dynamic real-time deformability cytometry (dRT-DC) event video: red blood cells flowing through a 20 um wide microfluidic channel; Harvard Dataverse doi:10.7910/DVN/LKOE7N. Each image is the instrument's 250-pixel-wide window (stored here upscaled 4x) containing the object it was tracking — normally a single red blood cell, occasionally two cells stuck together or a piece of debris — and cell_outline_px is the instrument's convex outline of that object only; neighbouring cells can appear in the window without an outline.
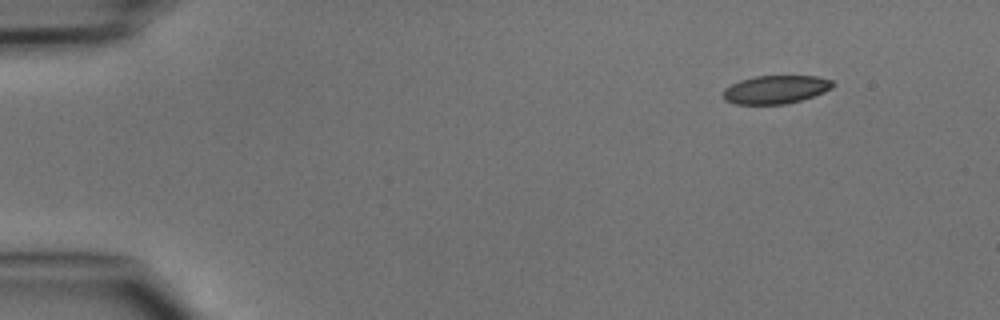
{"species": "common noctule bat (a hibernating species)", "species_latin": "Nyctalus noctula", "temperature_condition": "cold", "stored_images_in_passage": 10, "camera_frame_rate_fps": 3000, "um_per_image_px": 0.085, "animal": {"sex": "male", "body_mass_g": 15.6}, "frame": {"image": 1, "passage_image": 1, "time_ms": 0.0, "image_size_px": [1000, 320], "cell_outline_px": [[832, 88], [824, 92], [788, 104], [736, 104], [724, 100], [724, 88], [740, 80], [752, 76], [816, 76], [832, 80]], "centroid_in_image_um": [65.91, 7.61], "position_along_channel_um": 19.1, "area_um2": 17.98}}
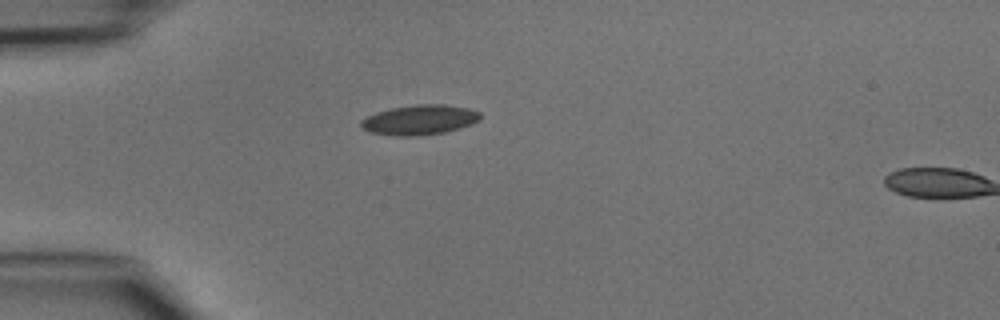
{"frame": {"image": 2, "passage_image": 9, "time_ms": 2.667, "image_size_px": [1000, 320], "cell_outline_px": [[480, 120], [472, 124], [460, 128], [444, 132], [416, 136], [396, 136], [372, 132], [364, 128], [360, 124], [360, 120], [376, 112], [392, 108], [416, 104], [444, 104], [468, 108], [480, 112]], "centroid_in_image_um": [35.69, 10.18], "position_along_channel_um": 49.3, "area_um2": 20.69}}